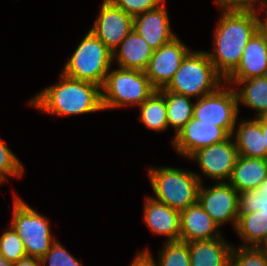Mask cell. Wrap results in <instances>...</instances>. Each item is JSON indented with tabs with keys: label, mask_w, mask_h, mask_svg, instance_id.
<instances>
[{
	"label": "cell",
	"mask_w": 267,
	"mask_h": 266,
	"mask_svg": "<svg viewBox=\"0 0 267 266\" xmlns=\"http://www.w3.org/2000/svg\"><path fill=\"white\" fill-rule=\"evenodd\" d=\"M224 83L225 79L216 71L207 52L191 49L165 89L199 99L215 92Z\"/></svg>",
	"instance_id": "obj_4"
},
{
	"label": "cell",
	"mask_w": 267,
	"mask_h": 266,
	"mask_svg": "<svg viewBox=\"0 0 267 266\" xmlns=\"http://www.w3.org/2000/svg\"><path fill=\"white\" fill-rule=\"evenodd\" d=\"M233 244L224 237L188 243L191 266H228Z\"/></svg>",
	"instance_id": "obj_20"
},
{
	"label": "cell",
	"mask_w": 267,
	"mask_h": 266,
	"mask_svg": "<svg viewBox=\"0 0 267 266\" xmlns=\"http://www.w3.org/2000/svg\"><path fill=\"white\" fill-rule=\"evenodd\" d=\"M238 157L234 139L230 136L225 141L197 150L188 160H196L203 177L220 182L230 179Z\"/></svg>",
	"instance_id": "obj_10"
},
{
	"label": "cell",
	"mask_w": 267,
	"mask_h": 266,
	"mask_svg": "<svg viewBox=\"0 0 267 266\" xmlns=\"http://www.w3.org/2000/svg\"><path fill=\"white\" fill-rule=\"evenodd\" d=\"M239 110L234 87L224 83L215 92L194 101L193 117L222 127L231 136L239 120Z\"/></svg>",
	"instance_id": "obj_8"
},
{
	"label": "cell",
	"mask_w": 267,
	"mask_h": 266,
	"mask_svg": "<svg viewBox=\"0 0 267 266\" xmlns=\"http://www.w3.org/2000/svg\"><path fill=\"white\" fill-rule=\"evenodd\" d=\"M228 266H267V255L259 247L234 245Z\"/></svg>",
	"instance_id": "obj_28"
},
{
	"label": "cell",
	"mask_w": 267,
	"mask_h": 266,
	"mask_svg": "<svg viewBox=\"0 0 267 266\" xmlns=\"http://www.w3.org/2000/svg\"><path fill=\"white\" fill-rule=\"evenodd\" d=\"M143 220L156 236H165V242L180 240V212L166 204L145 197Z\"/></svg>",
	"instance_id": "obj_15"
},
{
	"label": "cell",
	"mask_w": 267,
	"mask_h": 266,
	"mask_svg": "<svg viewBox=\"0 0 267 266\" xmlns=\"http://www.w3.org/2000/svg\"><path fill=\"white\" fill-rule=\"evenodd\" d=\"M267 76V42L256 32L243 50L237 68L225 80Z\"/></svg>",
	"instance_id": "obj_17"
},
{
	"label": "cell",
	"mask_w": 267,
	"mask_h": 266,
	"mask_svg": "<svg viewBox=\"0 0 267 266\" xmlns=\"http://www.w3.org/2000/svg\"><path fill=\"white\" fill-rule=\"evenodd\" d=\"M225 83L234 86L238 106L243 105L253 109L256 114L253 118L267 117V76L246 80H225Z\"/></svg>",
	"instance_id": "obj_22"
},
{
	"label": "cell",
	"mask_w": 267,
	"mask_h": 266,
	"mask_svg": "<svg viewBox=\"0 0 267 266\" xmlns=\"http://www.w3.org/2000/svg\"><path fill=\"white\" fill-rule=\"evenodd\" d=\"M214 183L210 187L201 183L198 202L220 228L231 222L235 230L239 217V193L227 181Z\"/></svg>",
	"instance_id": "obj_9"
},
{
	"label": "cell",
	"mask_w": 267,
	"mask_h": 266,
	"mask_svg": "<svg viewBox=\"0 0 267 266\" xmlns=\"http://www.w3.org/2000/svg\"><path fill=\"white\" fill-rule=\"evenodd\" d=\"M242 247H259L267 237V216L261 210L239 214L235 228Z\"/></svg>",
	"instance_id": "obj_23"
},
{
	"label": "cell",
	"mask_w": 267,
	"mask_h": 266,
	"mask_svg": "<svg viewBox=\"0 0 267 266\" xmlns=\"http://www.w3.org/2000/svg\"><path fill=\"white\" fill-rule=\"evenodd\" d=\"M267 178V159L239 156L227 181L238 193L259 189Z\"/></svg>",
	"instance_id": "obj_21"
},
{
	"label": "cell",
	"mask_w": 267,
	"mask_h": 266,
	"mask_svg": "<svg viewBox=\"0 0 267 266\" xmlns=\"http://www.w3.org/2000/svg\"><path fill=\"white\" fill-rule=\"evenodd\" d=\"M229 137L222 127L202 123L192 117L177 134H174L171 142L176 153L188 159L197 150L225 141Z\"/></svg>",
	"instance_id": "obj_12"
},
{
	"label": "cell",
	"mask_w": 267,
	"mask_h": 266,
	"mask_svg": "<svg viewBox=\"0 0 267 266\" xmlns=\"http://www.w3.org/2000/svg\"><path fill=\"white\" fill-rule=\"evenodd\" d=\"M232 137L239 156L267 159L265 135L261 131V117L237 120Z\"/></svg>",
	"instance_id": "obj_19"
},
{
	"label": "cell",
	"mask_w": 267,
	"mask_h": 266,
	"mask_svg": "<svg viewBox=\"0 0 267 266\" xmlns=\"http://www.w3.org/2000/svg\"><path fill=\"white\" fill-rule=\"evenodd\" d=\"M219 19L213 31V47L206 51L216 71L226 79L239 65L243 50L257 32L256 11L219 8Z\"/></svg>",
	"instance_id": "obj_1"
},
{
	"label": "cell",
	"mask_w": 267,
	"mask_h": 266,
	"mask_svg": "<svg viewBox=\"0 0 267 266\" xmlns=\"http://www.w3.org/2000/svg\"><path fill=\"white\" fill-rule=\"evenodd\" d=\"M138 109V121L146 126V128L156 132H165L169 129L165 96L159 90H156L147 100L138 106Z\"/></svg>",
	"instance_id": "obj_24"
},
{
	"label": "cell",
	"mask_w": 267,
	"mask_h": 266,
	"mask_svg": "<svg viewBox=\"0 0 267 266\" xmlns=\"http://www.w3.org/2000/svg\"><path fill=\"white\" fill-rule=\"evenodd\" d=\"M8 182L1 174H0V185Z\"/></svg>",
	"instance_id": "obj_41"
},
{
	"label": "cell",
	"mask_w": 267,
	"mask_h": 266,
	"mask_svg": "<svg viewBox=\"0 0 267 266\" xmlns=\"http://www.w3.org/2000/svg\"><path fill=\"white\" fill-rule=\"evenodd\" d=\"M262 11L264 12L263 15L264 16V19L263 17H259L262 13ZM257 15H258V21H257V32L258 34L262 37V39L267 42V8L264 7L263 9L257 11ZM263 19V20H262Z\"/></svg>",
	"instance_id": "obj_35"
},
{
	"label": "cell",
	"mask_w": 267,
	"mask_h": 266,
	"mask_svg": "<svg viewBox=\"0 0 267 266\" xmlns=\"http://www.w3.org/2000/svg\"><path fill=\"white\" fill-rule=\"evenodd\" d=\"M190 50L177 36L153 52L145 74L157 90L168 85Z\"/></svg>",
	"instance_id": "obj_13"
},
{
	"label": "cell",
	"mask_w": 267,
	"mask_h": 266,
	"mask_svg": "<svg viewBox=\"0 0 267 266\" xmlns=\"http://www.w3.org/2000/svg\"><path fill=\"white\" fill-rule=\"evenodd\" d=\"M13 266H42L41 259L37 257L26 256L16 263Z\"/></svg>",
	"instance_id": "obj_36"
},
{
	"label": "cell",
	"mask_w": 267,
	"mask_h": 266,
	"mask_svg": "<svg viewBox=\"0 0 267 266\" xmlns=\"http://www.w3.org/2000/svg\"><path fill=\"white\" fill-rule=\"evenodd\" d=\"M140 252H146L158 266H191L188 243L180 240L164 242L162 248L158 250L157 260L150 249L144 248Z\"/></svg>",
	"instance_id": "obj_26"
},
{
	"label": "cell",
	"mask_w": 267,
	"mask_h": 266,
	"mask_svg": "<svg viewBox=\"0 0 267 266\" xmlns=\"http://www.w3.org/2000/svg\"><path fill=\"white\" fill-rule=\"evenodd\" d=\"M14 263L9 262L4 256L0 254V266H13Z\"/></svg>",
	"instance_id": "obj_39"
},
{
	"label": "cell",
	"mask_w": 267,
	"mask_h": 266,
	"mask_svg": "<svg viewBox=\"0 0 267 266\" xmlns=\"http://www.w3.org/2000/svg\"><path fill=\"white\" fill-rule=\"evenodd\" d=\"M223 237L221 228L199 202L180 212V241L194 242Z\"/></svg>",
	"instance_id": "obj_16"
},
{
	"label": "cell",
	"mask_w": 267,
	"mask_h": 266,
	"mask_svg": "<svg viewBox=\"0 0 267 266\" xmlns=\"http://www.w3.org/2000/svg\"><path fill=\"white\" fill-rule=\"evenodd\" d=\"M42 266H84L74 257L58 239L52 244L51 249L41 258Z\"/></svg>",
	"instance_id": "obj_30"
},
{
	"label": "cell",
	"mask_w": 267,
	"mask_h": 266,
	"mask_svg": "<svg viewBox=\"0 0 267 266\" xmlns=\"http://www.w3.org/2000/svg\"><path fill=\"white\" fill-rule=\"evenodd\" d=\"M156 90L145 71L110 69L101 88L103 110L138 107Z\"/></svg>",
	"instance_id": "obj_6"
},
{
	"label": "cell",
	"mask_w": 267,
	"mask_h": 266,
	"mask_svg": "<svg viewBox=\"0 0 267 266\" xmlns=\"http://www.w3.org/2000/svg\"><path fill=\"white\" fill-rule=\"evenodd\" d=\"M57 83L33 95L28 105L52 116H75L104 111L101 87L59 74Z\"/></svg>",
	"instance_id": "obj_2"
},
{
	"label": "cell",
	"mask_w": 267,
	"mask_h": 266,
	"mask_svg": "<svg viewBox=\"0 0 267 266\" xmlns=\"http://www.w3.org/2000/svg\"><path fill=\"white\" fill-rule=\"evenodd\" d=\"M154 50L134 30L112 52L113 64L119 68L145 71Z\"/></svg>",
	"instance_id": "obj_18"
},
{
	"label": "cell",
	"mask_w": 267,
	"mask_h": 266,
	"mask_svg": "<svg viewBox=\"0 0 267 266\" xmlns=\"http://www.w3.org/2000/svg\"><path fill=\"white\" fill-rule=\"evenodd\" d=\"M0 236V254L9 262L16 263L26 257V250L17 232L8 225Z\"/></svg>",
	"instance_id": "obj_27"
},
{
	"label": "cell",
	"mask_w": 267,
	"mask_h": 266,
	"mask_svg": "<svg viewBox=\"0 0 267 266\" xmlns=\"http://www.w3.org/2000/svg\"><path fill=\"white\" fill-rule=\"evenodd\" d=\"M159 91L165 96L168 126L173 128L177 134L193 117L194 102L191 101L193 99L167 91L165 88L159 89Z\"/></svg>",
	"instance_id": "obj_25"
},
{
	"label": "cell",
	"mask_w": 267,
	"mask_h": 266,
	"mask_svg": "<svg viewBox=\"0 0 267 266\" xmlns=\"http://www.w3.org/2000/svg\"><path fill=\"white\" fill-rule=\"evenodd\" d=\"M148 180L155 196L152 198L179 212L198 202L204 180L195 171L169 166L149 167Z\"/></svg>",
	"instance_id": "obj_3"
},
{
	"label": "cell",
	"mask_w": 267,
	"mask_h": 266,
	"mask_svg": "<svg viewBox=\"0 0 267 266\" xmlns=\"http://www.w3.org/2000/svg\"><path fill=\"white\" fill-rule=\"evenodd\" d=\"M261 131L265 135V146L267 148V117H261Z\"/></svg>",
	"instance_id": "obj_37"
},
{
	"label": "cell",
	"mask_w": 267,
	"mask_h": 266,
	"mask_svg": "<svg viewBox=\"0 0 267 266\" xmlns=\"http://www.w3.org/2000/svg\"><path fill=\"white\" fill-rule=\"evenodd\" d=\"M62 73L72 79L94 83L102 88L113 66L112 51L91 31L82 38Z\"/></svg>",
	"instance_id": "obj_5"
},
{
	"label": "cell",
	"mask_w": 267,
	"mask_h": 266,
	"mask_svg": "<svg viewBox=\"0 0 267 266\" xmlns=\"http://www.w3.org/2000/svg\"><path fill=\"white\" fill-rule=\"evenodd\" d=\"M98 12L89 31L113 52L133 30L134 17L115 6L110 0H103Z\"/></svg>",
	"instance_id": "obj_11"
},
{
	"label": "cell",
	"mask_w": 267,
	"mask_h": 266,
	"mask_svg": "<svg viewBox=\"0 0 267 266\" xmlns=\"http://www.w3.org/2000/svg\"><path fill=\"white\" fill-rule=\"evenodd\" d=\"M24 171L22 162L6 142L0 138V174L8 181V177H22Z\"/></svg>",
	"instance_id": "obj_29"
},
{
	"label": "cell",
	"mask_w": 267,
	"mask_h": 266,
	"mask_svg": "<svg viewBox=\"0 0 267 266\" xmlns=\"http://www.w3.org/2000/svg\"><path fill=\"white\" fill-rule=\"evenodd\" d=\"M239 214L261 210L267 216V197L259 189L239 193Z\"/></svg>",
	"instance_id": "obj_31"
},
{
	"label": "cell",
	"mask_w": 267,
	"mask_h": 266,
	"mask_svg": "<svg viewBox=\"0 0 267 266\" xmlns=\"http://www.w3.org/2000/svg\"><path fill=\"white\" fill-rule=\"evenodd\" d=\"M169 18L165 0L157 8L134 16L133 30L155 51L178 36Z\"/></svg>",
	"instance_id": "obj_14"
},
{
	"label": "cell",
	"mask_w": 267,
	"mask_h": 266,
	"mask_svg": "<svg viewBox=\"0 0 267 266\" xmlns=\"http://www.w3.org/2000/svg\"><path fill=\"white\" fill-rule=\"evenodd\" d=\"M214 3L217 4L218 8L226 10L257 12L266 6L267 0H214Z\"/></svg>",
	"instance_id": "obj_33"
},
{
	"label": "cell",
	"mask_w": 267,
	"mask_h": 266,
	"mask_svg": "<svg viewBox=\"0 0 267 266\" xmlns=\"http://www.w3.org/2000/svg\"><path fill=\"white\" fill-rule=\"evenodd\" d=\"M115 6L125 13L136 16L153 10L161 5L165 0H110Z\"/></svg>",
	"instance_id": "obj_32"
},
{
	"label": "cell",
	"mask_w": 267,
	"mask_h": 266,
	"mask_svg": "<svg viewBox=\"0 0 267 266\" xmlns=\"http://www.w3.org/2000/svg\"><path fill=\"white\" fill-rule=\"evenodd\" d=\"M13 212L10 225L21 238L26 255L42 258L56 241L49 219L13 193Z\"/></svg>",
	"instance_id": "obj_7"
},
{
	"label": "cell",
	"mask_w": 267,
	"mask_h": 266,
	"mask_svg": "<svg viewBox=\"0 0 267 266\" xmlns=\"http://www.w3.org/2000/svg\"><path fill=\"white\" fill-rule=\"evenodd\" d=\"M259 248L267 255V237L265 240L260 244Z\"/></svg>",
	"instance_id": "obj_40"
},
{
	"label": "cell",
	"mask_w": 267,
	"mask_h": 266,
	"mask_svg": "<svg viewBox=\"0 0 267 266\" xmlns=\"http://www.w3.org/2000/svg\"><path fill=\"white\" fill-rule=\"evenodd\" d=\"M259 190L263 194V196L267 197V178L262 182V185L260 186Z\"/></svg>",
	"instance_id": "obj_38"
},
{
	"label": "cell",
	"mask_w": 267,
	"mask_h": 266,
	"mask_svg": "<svg viewBox=\"0 0 267 266\" xmlns=\"http://www.w3.org/2000/svg\"><path fill=\"white\" fill-rule=\"evenodd\" d=\"M129 266H158V265L146 252L138 251Z\"/></svg>",
	"instance_id": "obj_34"
}]
</instances>
